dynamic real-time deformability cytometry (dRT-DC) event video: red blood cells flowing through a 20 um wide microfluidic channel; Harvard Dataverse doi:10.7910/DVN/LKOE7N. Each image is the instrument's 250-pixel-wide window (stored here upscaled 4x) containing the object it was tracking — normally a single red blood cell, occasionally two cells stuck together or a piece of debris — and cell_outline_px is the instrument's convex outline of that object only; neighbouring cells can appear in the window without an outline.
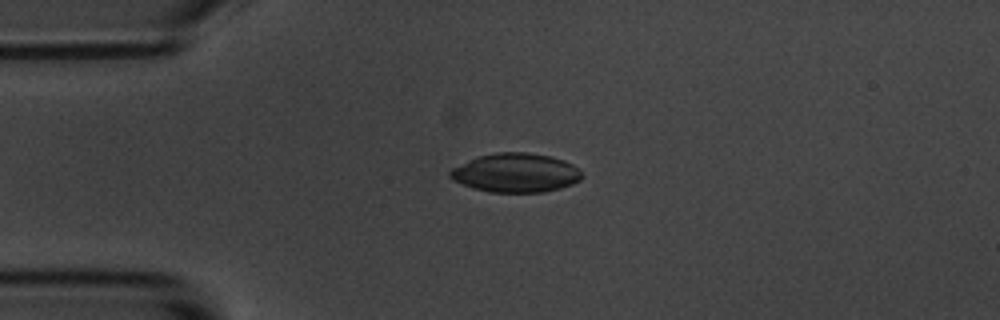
{"species": "common noctule bat (a hibernating species)", "species_latin": "Nyctalus noctula", "temperature_condition": "room temperature", "stored_images_in_passage": 5, "camera_frame_rate_fps": 3000, "um_per_image_px": 0.085, "animal": {"sex": "male", "body_mass_g": 20.1, "forearm_length_mm": 53.5}, "frame": {"image": 1, "passage_image": 2, "time_ms": 1.0, "image_size_px": [1000, 320], "cell_outline_px": [[584, 176], [580, 180], [572, 184], [560, 188], [544, 192], [488, 192], [472, 188], [452, 180], [448, 176], [448, 172], [452, 168], [476, 156], [496, 152], [528, 152], [552, 156], [564, 160], [572, 164]], "centroid_in_image_um": [43.81, 14.68], "position_along_channel_um": 41.2, "area_um2": 30.23}}
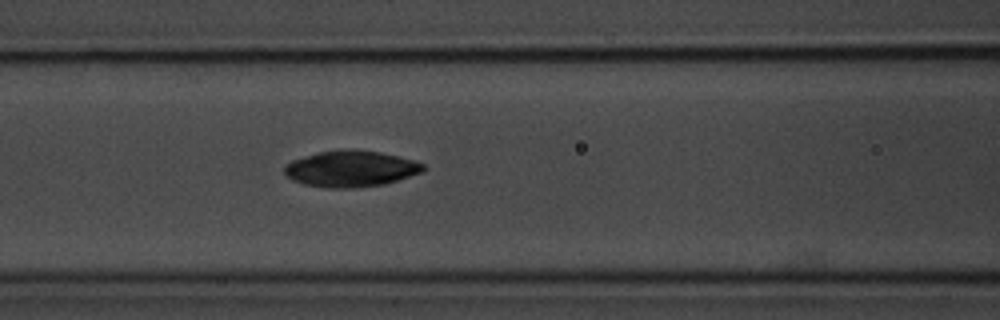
{"frame": {"image": 2, "passage_image": 5, "time_ms": 4.333, "image_size_px": [1000, 320], "cell_outline_px": [[428, 168], [424, 172], [384, 184], [356, 188], [328, 188], [304, 184], [292, 180], [284, 176], [284, 168], [292, 160], [320, 152], [344, 148], [352, 148], [380, 152], [412, 160], [424, 164]], "centroid_in_image_um": [29.83, 14.34], "position_along_channel_um": 136.8, "area_um2": 29.48}}